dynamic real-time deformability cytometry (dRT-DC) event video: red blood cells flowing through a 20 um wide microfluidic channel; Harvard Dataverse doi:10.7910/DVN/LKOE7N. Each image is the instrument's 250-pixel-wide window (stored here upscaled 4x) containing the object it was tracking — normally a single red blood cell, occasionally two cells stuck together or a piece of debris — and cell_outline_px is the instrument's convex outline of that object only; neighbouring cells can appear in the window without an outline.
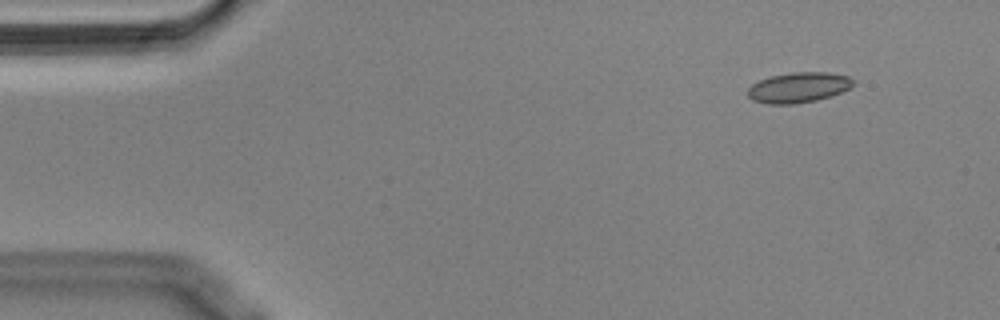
{"species": "Egyptian fruit bat (a non-hibernating species)", "species_latin": "Rousettus aegyptiacus", "temperature_condition": "cold", "stored_images_in_passage": 51, "camera_frame_rate_fps": 3000, "um_per_image_px": 0.085, "animal": {"sex": "male"}, "frame": {"image": 1, "passage_image": 2, "time_ms": 0.333, "image_size_px": [1000, 320], "cell_outline_px": [[856, 84], [832, 96], [816, 100], [796, 104], [768, 104], [752, 100], [748, 96], [748, 88], [752, 84], [760, 80], [772, 76], [792, 72], [828, 72], [848, 76], [856, 80]], "centroid_in_image_um": [67.9, 7.43], "position_along_channel_um": 17.1, "area_um2": 18.73}}
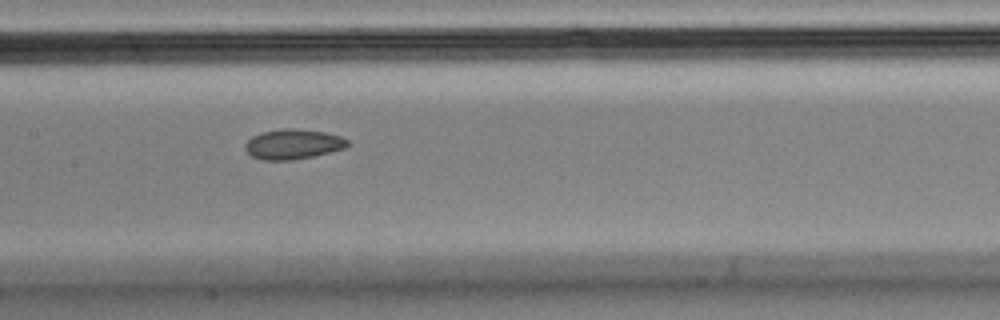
{"frame": {"image": 2, "passage_image": 23, "time_ms": 7.333, "image_size_px": [1000, 320], "cell_outline_px": [[352, 144], [344, 148], [312, 156], [292, 160], [260, 160], [252, 156], [244, 148], [244, 144], [252, 136], [264, 132], [280, 128], [292, 128], [324, 132], [340, 136], [348, 140]], "centroid_in_image_um": [24.9, 12.25], "position_along_channel_um": 182.5, "area_um2": 17.86}}
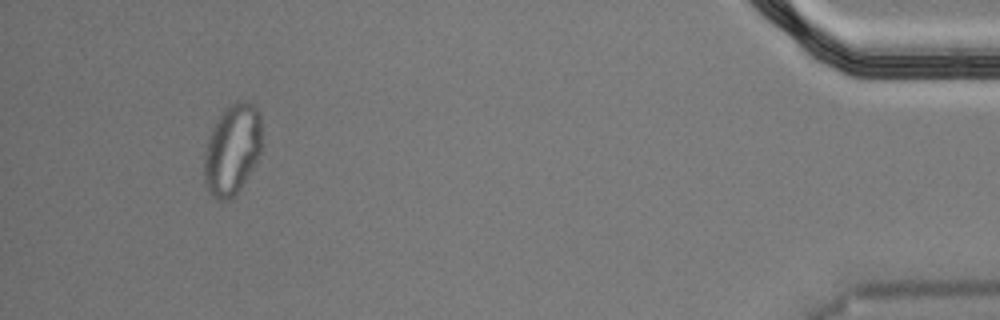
{"frame": {"image": 3, "passage_image": 48, "time_ms": 15.667, "image_size_px": [1000, 320], "cell_outline_px": [[260, 152], [248, 176], [236, 196], [228, 200], [216, 200], [208, 192], [204, 184], [204, 152], [208, 136], [216, 120], [224, 108], [236, 100], [244, 100], [252, 104], [260, 112]], "centroid_in_image_um": [19.7, 12.72], "position_along_channel_um": 415.5, "area_um2": 30.81}, "authors_computed_cell_mechanics": {"area_um2": 18.207, "velocity_mm_per_s": 3.6246, "shape_relaxation_time_tau1_ms": null, "shape_relaxation_time_tau2_ms": 5.9908, "deformation_change_tau1": null, "deformation_change_tau2": 0.0776}}